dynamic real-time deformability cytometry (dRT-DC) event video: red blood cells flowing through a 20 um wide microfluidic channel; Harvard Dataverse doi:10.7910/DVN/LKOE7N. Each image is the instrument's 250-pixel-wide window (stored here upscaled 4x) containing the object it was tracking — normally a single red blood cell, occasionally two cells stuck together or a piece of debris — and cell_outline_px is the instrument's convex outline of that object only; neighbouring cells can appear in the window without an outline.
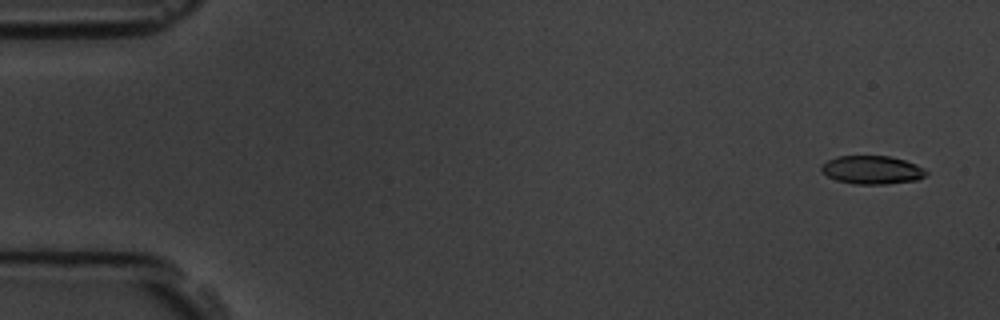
{"species": "common noctule bat (a hibernating species)", "species_latin": "Nyctalus noctula", "temperature_condition": "room temperature", "stored_images_in_passage": 4, "camera_frame_rate_fps": 3000, "um_per_image_px": 0.085, "animal": {"sex": "male", "body_mass_g": 19.5, "forearm_length_mm": 54.6}, "frame": {"image": 1, "passage_image": 1, "time_ms": 0.0, "image_size_px": [1000, 320], "cell_outline_px": [[928, 172], [924, 176], [916, 180], [888, 184], [852, 184], [836, 180], [820, 172], [820, 164], [836, 156], [888, 156], [904, 160], [916, 164]], "centroid_in_image_um": [74.07, 14.44], "position_along_channel_um": 10.9, "area_um2": 17.4}}
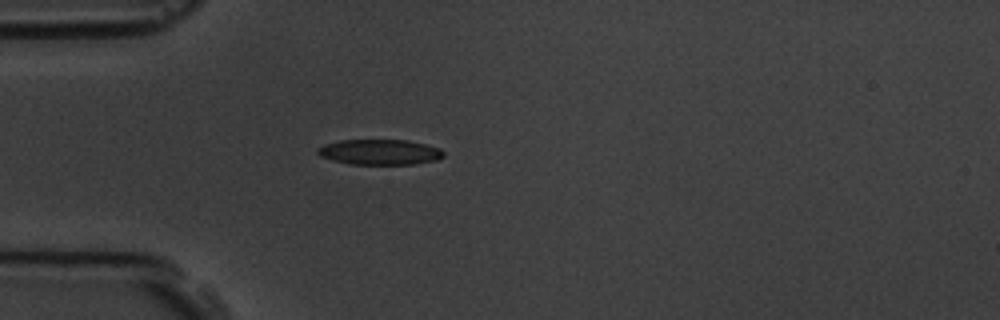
{"frame": {"image": 2, "passage_image": 4, "time_ms": 4.333, "image_size_px": [1000, 320], "cell_outline_px": [[444, 156], [440, 160], [412, 164], [348, 164], [332, 160], [320, 156], [316, 152], [316, 148], [324, 144], [340, 140], [408, 140], [440, 148], [444, 152]], "centroid_in_image_um": [32.27, 12.93], "position_along_channel_um": 52.7, "area_um2": 18.79}}